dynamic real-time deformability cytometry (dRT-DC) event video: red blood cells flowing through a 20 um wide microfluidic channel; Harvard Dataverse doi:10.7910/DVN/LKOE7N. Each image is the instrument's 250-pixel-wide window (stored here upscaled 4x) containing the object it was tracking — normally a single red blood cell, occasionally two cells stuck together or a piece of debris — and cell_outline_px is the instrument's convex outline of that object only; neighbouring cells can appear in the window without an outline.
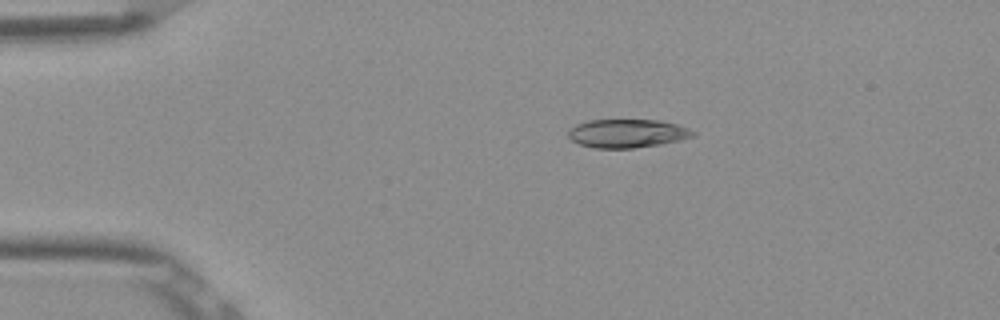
{"species": "Egyptian fruit bat (a non-hibernating species)", "species_latin": "Rousettus aegyptiacus", "temperature_condition": "room temperature", "stored_images_in_passage": 6, "camera_frame_rate_fps": 3000, "um_per_image_px": 0.085, "frame": {"image": 1, "passage_image": 3, "time_ms": 0.667, "image_size_px": [1000, 320], "cell_outline_px": [[696, 136], [680, 140], [660, 144], [632, 148], [592, 148], [580, 144], [572, 140], [568, 136], [568, 132], [576, 124], [588, 120], [660, 120], [676, 124], [696, 132]], "centroid_in_image_um": [53.32, 11.34], "position_along_channel_um": 31.7, "area_um2": 20.63}}
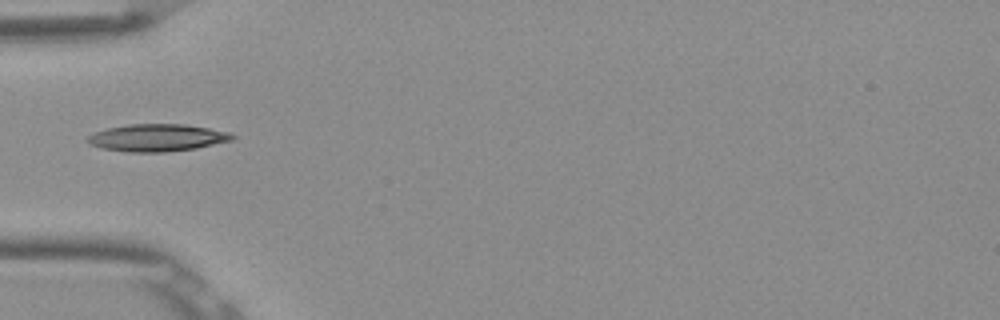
{"frame": {"image": 2, "passage_image": 5, "time_ms": 1.333, "image_size_px": [1000, 320], "cell_outline_px": [[236, 136], [232, 140], [196, 148], [164, 152], [128, 152], [100, 148], [88, 144], [84, 140], [92, 132], [108, 128], [128, 124], [184, 124], [208, 128], [228, 132]], "centroid_in_image_um": [13.29, 11.71], "position_along_channel_um": 71.7, "area_um2": 23.12}}
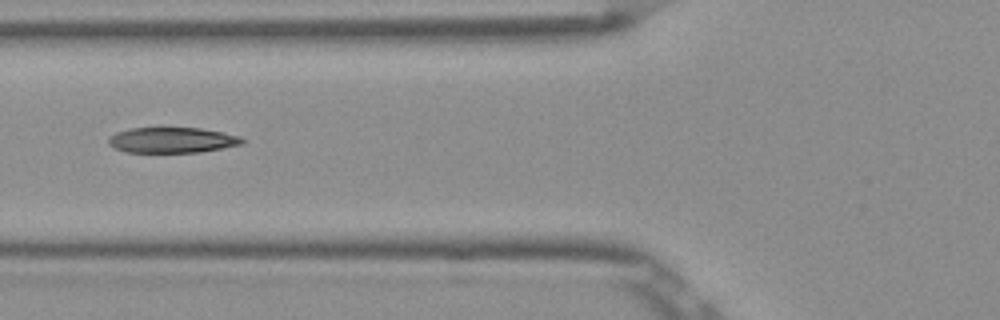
{"frame": {"image": 3, "passage_image": 6, "time_ms": 1.667, "image_size_px": [1000, 320], "cell_outline_px": [[248, 140], [244, 144], [200, 152], [124, 152], [108, 144], [108, 136], [116, 132], [128, 128], [164, 124], [200, 128], [240, 136]], "centroid_in_image_um": [14.6, 11.85], "position_along_channel_um": 111.2, "area_um2": 21.04}}